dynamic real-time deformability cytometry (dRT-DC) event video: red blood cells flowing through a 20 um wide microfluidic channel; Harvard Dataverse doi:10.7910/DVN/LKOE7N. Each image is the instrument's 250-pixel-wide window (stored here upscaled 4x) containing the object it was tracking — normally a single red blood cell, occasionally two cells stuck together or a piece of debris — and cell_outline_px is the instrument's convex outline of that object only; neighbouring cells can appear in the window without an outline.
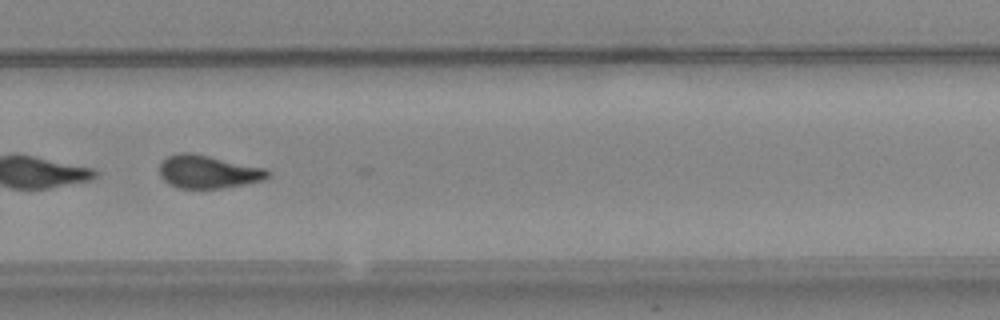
{"species": "common noctule bat (a hibernating species)", "species_latin": "Nyctalus noctula", "temperature_condition": "warm", "stored_images_in_passage": 27, "camera_frame_rate_fps": 3000, "um_per_image_px": 0.085, "animal": {"sex": "female", "body_mass_g": 24.6, "forearm_length_mm": 56.2}, "frame": {"image": 1, "passage_image": 21, "time_ms": 6.667, "image_size_px": [1000, 320], "cell_outline_px": [[272, 172], [264, 180], [244, 184], [220, 188], [180, 188], [168, 184], [160, 176], [160, 160], [168, 156], [180, 152], [192, 152], [268, 168]], "centroid_in_image_um": [17.7, 14.58], "position_along_channel_um": 312.1, "area_um2": 21.15}}